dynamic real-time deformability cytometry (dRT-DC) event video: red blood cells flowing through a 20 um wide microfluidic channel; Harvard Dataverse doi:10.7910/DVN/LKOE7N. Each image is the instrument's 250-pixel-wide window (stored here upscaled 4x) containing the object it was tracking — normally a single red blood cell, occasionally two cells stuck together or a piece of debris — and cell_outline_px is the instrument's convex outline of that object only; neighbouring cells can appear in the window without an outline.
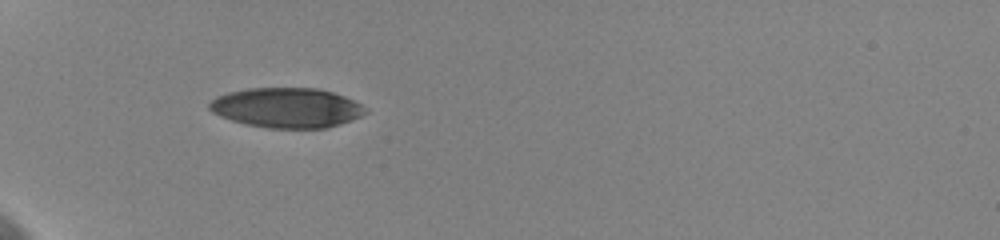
{"species": "human", "species_latin": "Homo sapiens", "temperature_condition": "cold", "stored_images_in_passage": 19, "camera_frame_rate_fps": 3000, "um_per_image_px": 0.085, "donor": {"sex": "female"}, "frame": {"image": 1, "passage_image": 1, "time_ms": 0.0, "image_size_px": [1000, 240], "cell_outline_px": [[368, 112], [352, 120], [340, 124], [324, 128], [268, 128], [248, 124], [232, 120], [220, 116], [212, 112], [208, 108], [208, 104], [216, 96], [228, 92], [248, 88], [316, 88], [332, 92], [344, 96], [360, 104]], "centroid_in_image_um": [24.35, 9.15], "position_along_channel_um": 60.7, "area_um2": 36.13}}